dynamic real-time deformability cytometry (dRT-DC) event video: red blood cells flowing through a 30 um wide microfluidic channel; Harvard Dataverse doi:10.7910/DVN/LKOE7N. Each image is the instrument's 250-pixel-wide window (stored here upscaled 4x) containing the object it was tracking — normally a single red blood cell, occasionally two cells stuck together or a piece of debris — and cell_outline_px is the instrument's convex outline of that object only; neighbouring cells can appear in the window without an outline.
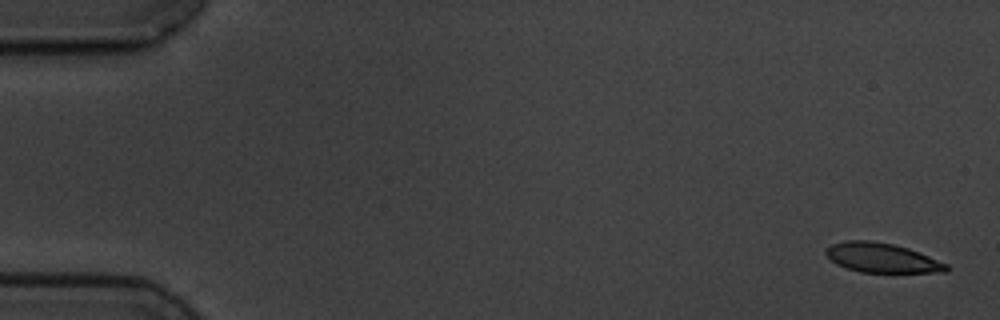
{"species": "common noctule bat (a hibernating species)", "species_latin": "Nyctalus noctula", "temperature_condition": "cold", "stored_images_in_passage": 5, "camera_frame_rate_fps": 3000, "um_per_image_px": 0.085, "animal": {"sex": "male", "body_mass_g": 19.5, "forearm_length_mm": 54.6}, "frame": {"image": 1, "passage_image": 1, "time_ms": 0.0, "image_size_px": [1000, 320], "cell_outline_px": [[952, 268], [948, 272], [860, 272], [836, 264], [824, 252], [824, 248], [832, 244], [848, 240], [872, 240], [892, 244], [908, 248], [920, 252], [948, 264]], "centroid_in_image_um": [74.99, 21.91], "position_along_channel_um": 10.0, "area_um2": 20.81}}
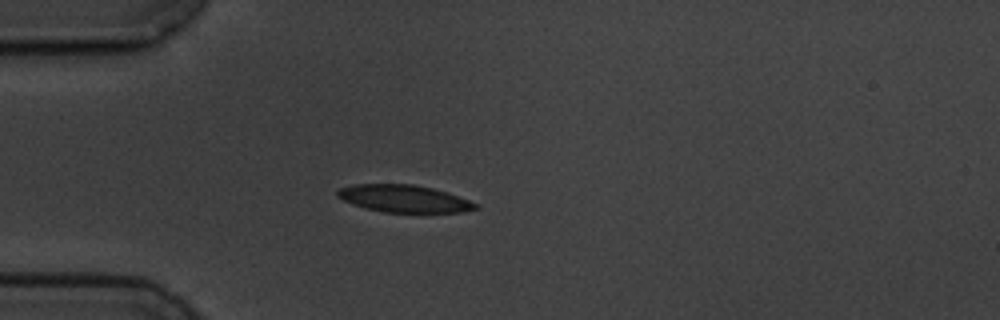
{"frame": {"image": 2, "passage_image": 5, "time_ms": 4.667, "image_size_px": [1000, 320], "cell_outline_px": [[480, 208], [460, 212], [384, 212], [364, 208], [352, 204], [336, 196], [336, 192], [340, 188], [356, 184], [412, 184], [432, 188], [468, 200], [476, 204]], "centroid_in_image_um": [34.29, 16.88], "position_along_channel_um": 50.7, "area_um2": 21.68}}